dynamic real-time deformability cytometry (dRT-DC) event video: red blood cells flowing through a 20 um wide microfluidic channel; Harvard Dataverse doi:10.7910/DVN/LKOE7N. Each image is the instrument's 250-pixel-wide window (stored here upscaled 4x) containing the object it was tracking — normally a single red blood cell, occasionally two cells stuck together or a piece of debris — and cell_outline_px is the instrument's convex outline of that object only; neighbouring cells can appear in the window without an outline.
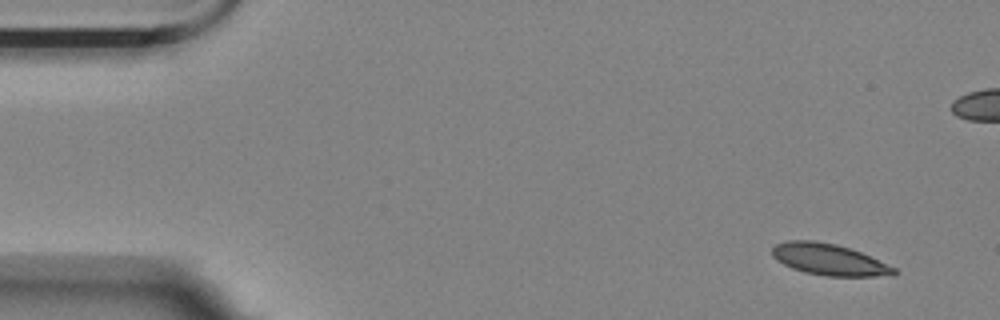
{"species": "Egyptian fruit bat (a non-hibernating species)", "species_latin": "Rousettus aegyptiacus", "temperature_condition": "room temperature", "stored_images_in_passage": 10, "segment_of_instrument_passage": [1, 2], "camera_frame_rate_fps": 3000, "um_per_image_px": 0.085, "animal": {"sex": "female"}, "frame": {"image": 1, "passage_image": 1, "time_ms": 0.0, "image_size_px": [1000, 320], "cell_outline_px": [[896, 276], [824, 276], [804, 272], [792, 268], [776, 260], [772, 256], [772, 248], [776, 244], [788, 240], [816, 240], [836, 244], [860, 252], [896, 268]], "centroid_in_image_um": [70.45, 22.06], "position_along_channel_um": 14.5, "area_um2": 22.31}}
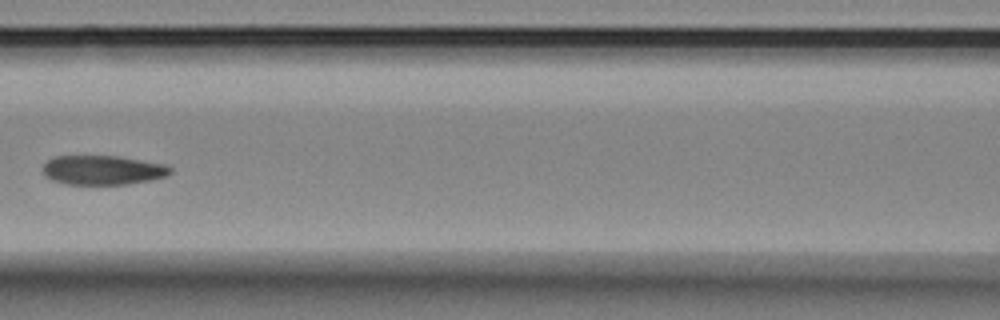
{"frame": {"image": 2, "passage_image": 7, "time_ms": 2.0, "image_size_px": [1000, 320], "cell_outline_px": [[172, 172], [168, 176], [152, 180], [128, 184], [64, 184], [52, 180], [44, 176], [44, 164], [48, 160], [56, 156], [120, 156], [164, 164], [172, 168]], "centroid_in_image_um": [8.76, 14.46], "position_along_channel_um": 157.8, "area_um2": 21.91}}
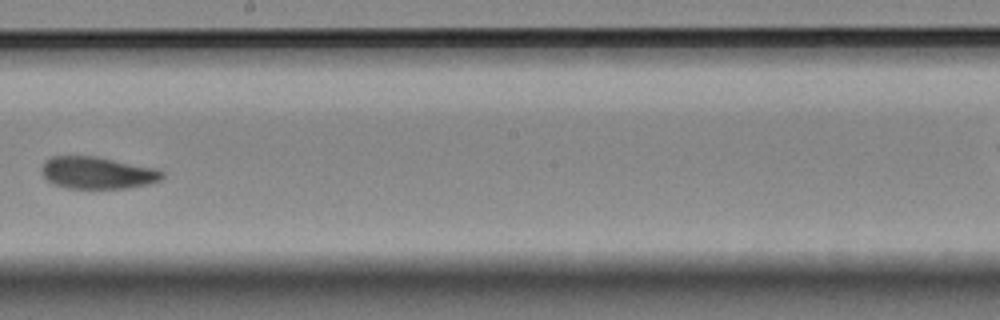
{"frame": {"image": 3, "passage_image": 9, "time_ms": 2.667, "image_size_px": [1000, 320], "cell_outline_px": [[164, 176], [160, 180], [148, 184], [128, 188], [64, 188], [52, 184], [40, 172], [40, 168], [44, 160], [52, 156], [92, 156], [152, 168], [164, 172]], "centroid_in_image_um": [8.2, 14.7], "position_along_channel_um": 240.0, "area_um2": 22.37}}